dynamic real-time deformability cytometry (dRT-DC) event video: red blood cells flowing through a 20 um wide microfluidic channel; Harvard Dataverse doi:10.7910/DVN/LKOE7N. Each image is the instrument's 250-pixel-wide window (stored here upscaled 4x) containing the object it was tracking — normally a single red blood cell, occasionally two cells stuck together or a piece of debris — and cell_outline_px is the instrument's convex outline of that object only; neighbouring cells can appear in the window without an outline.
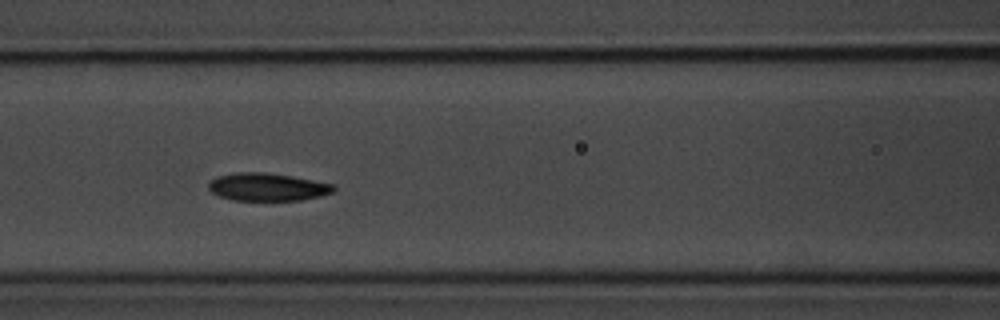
{"species": "common noctule bat (a hibernating species)", "species_latin": "Nyctalus noctula", "temperature_condition": "room temperature", "stored_images_in_passage": 7, "camera_frame_rate_fps": 3000, "um_per_image_px": 0.085, "animal": {"sex": "male", "body_mass_g": 20.1, "forearm_length_mm": 53.5}, "frame": {"image": 1, "passage_image": 6, "time_ms": 6.667, "image_size_px": [1000, 320], "cell_outline_px": [[336, 188], [332, 192], [320, 196], [300, 200], [232, 200], [220, 196], [212, 192], [208, 188], [208, 184], [216, 176], [236, 172], [264, 172], [292, 176], [332, 184]], "centroid_in_image_um": [22.7, 15.89], "position_along_channel_um": 143.9, "area_um2": 20.11}}
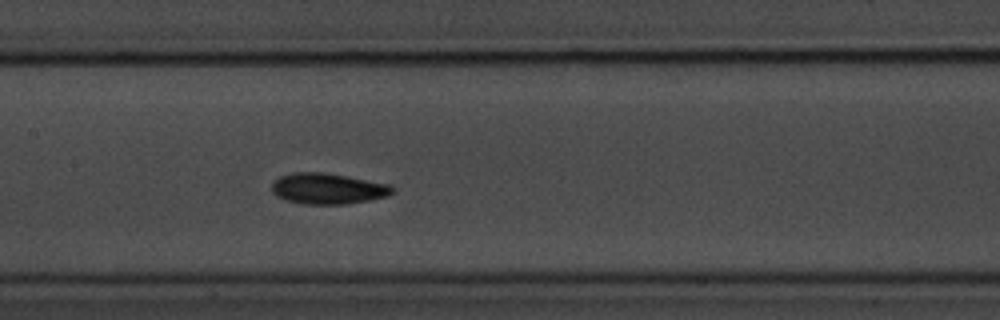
{"frame": {"image": 2, "passage_image": 7, "time_ms": 7.667, "image_size_px": [1000, 320], "cell_outline_px": [[396, 188], [388, 196], [348, 204], [304, 204], [284, 200], [276, 196], [272, 192], [272, 180], [280, 176], [292, 172], [324, 172], [348, 176], [392, 184]], "centroid_in_image_um": [27.86, 16.02], "position_along_channel_um": 179.5, "area_um2": 22.08}}